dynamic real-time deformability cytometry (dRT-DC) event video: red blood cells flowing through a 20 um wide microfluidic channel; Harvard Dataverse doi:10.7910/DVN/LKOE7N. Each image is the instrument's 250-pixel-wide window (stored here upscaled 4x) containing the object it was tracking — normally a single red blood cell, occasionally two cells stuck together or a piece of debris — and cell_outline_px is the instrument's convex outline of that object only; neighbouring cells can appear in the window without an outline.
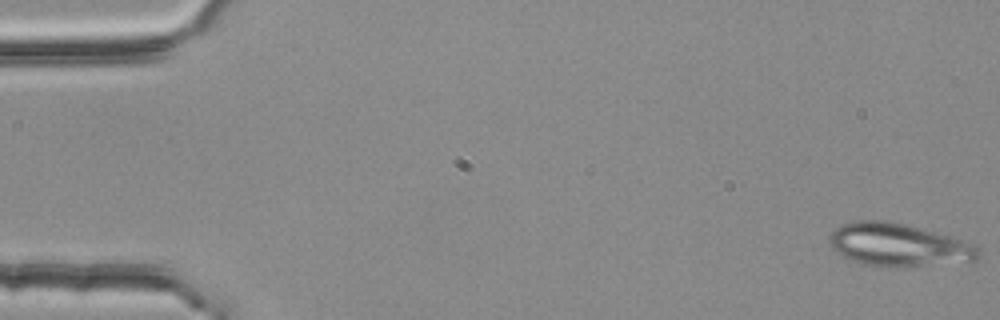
{"species": "common noctule bat (a hibernating species)", "species_latin": "Nyctalus noctula", "temperature_condition": "room temperature", "stored_images_in_passage": 4, "camera_frame_rate_fps": 3000, "um_per_image_px": 0.085, "animal": {"sex": "female", "body_mass_g": 25.1}, "frame": {"image": 1, "passage_image": 1, "time_ms": 0.0, "image_size_px": [1000, 320], "cell_outline_px": [[980, 256], [976, 260], [968, 264], [868, 264], [852, 260], [836, 252], [832, 248], [828, 236], [840, 224], [856, 220], [888, 220], [908, 224], [960, 240], [972, 244], [980, 248]], "centroid_in_image_um": [76.4, 20.77], "position_along_channel_um": 8.6, "area_um2": 36.53}}